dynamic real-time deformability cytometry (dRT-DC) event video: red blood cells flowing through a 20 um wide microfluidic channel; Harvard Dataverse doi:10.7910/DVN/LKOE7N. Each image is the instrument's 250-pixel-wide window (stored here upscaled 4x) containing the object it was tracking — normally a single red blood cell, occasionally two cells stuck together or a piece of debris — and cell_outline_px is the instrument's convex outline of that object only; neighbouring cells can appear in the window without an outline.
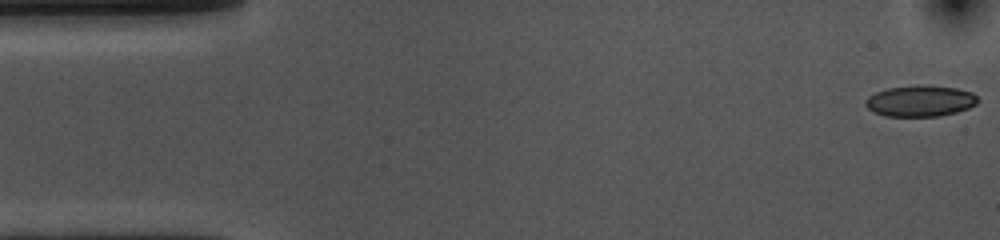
{"species": "common noctule bat (a hibernating species)", "species_latin": "Nyctalus noctula", "temperature_condition": "cold", "stored_images_in_passage": 54, "camera_frame_rate_fps": 3000, "um_per_image_px": 0.085, "animal": {"sex": "female", "body_mass_g": 10.0, "forearm_length_mm": 53.1}, "frame": {"image": 1, "passage_image": 1, "time_ms": 0.0, "image_size_px": [1000, 240], "cell_outline_px": [[980, 100], [976, 104], [968, 108], [956, 112], [940, 116], [888, 116], [872, 112], [864, 104], [864, 100], [868, 96], [876, 92], [888, 88], [916, 84], [924, 84], [956, 88], [972, 92]], "centroid_in_image_um": [78.21, 8.57], "position_along_channel_um": 6.8, "area_um2": 20.63}}
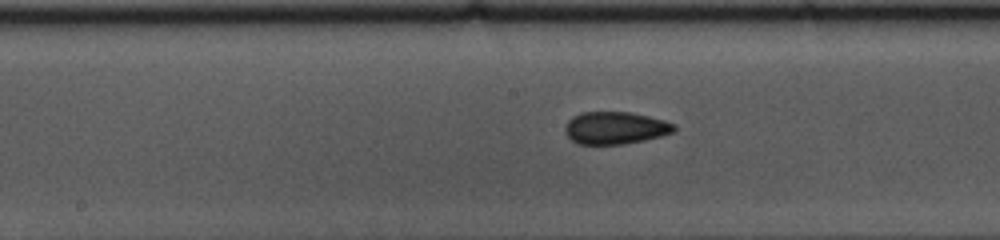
{"frame": {"image": 2, "passage_image": 26, "time_ms": 8.333, "image_size_px": [1000, 240], "cell_outline_px": [[676, 128], [672, 132], [660, 136], [644, 140], [624, 144], [576, 144], [564, 132], [564, 128], [568, 120], [572, 116], [580, 112], [632, 112], [664, 120], [676, 124]], "centroid_in_image_um": [52.27, 10.87], "position_along_channel_um": 195.9, "area_um2": 20.69}}
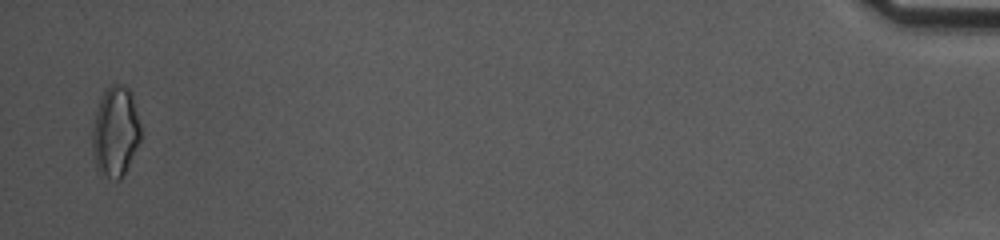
{"frame": {"image": 3, "passage_image": 53, "time_ms": 17.333, "image_size_px": [1000, 240], "cell_outline_px": [[140, 140], [124, 176], [120, 180], [116, 180], [100, 176], [96, 168], [92, 152], [92, 128], [96, 112], [100, 100], [104, 92], [112, 84], [120, 84], [128, 88], [132, 92], [140, 124]], "centroid_in_image_um": [9.8, 11.24], "position_along_channel_um": 425.4, "area_um2": 25.72}, "authors_computed_cell_mechanics": {"area_um2": 20.6346, "velocity_mm_per_s": 3.61, "shape_relaxation_time_tau1_ms": 4.7606, "shape_relaxation_time_tau2_ms": 1.6767, "deformation_change_tau1": 0.1054, "deformation_change_tau2": 0.0716}}